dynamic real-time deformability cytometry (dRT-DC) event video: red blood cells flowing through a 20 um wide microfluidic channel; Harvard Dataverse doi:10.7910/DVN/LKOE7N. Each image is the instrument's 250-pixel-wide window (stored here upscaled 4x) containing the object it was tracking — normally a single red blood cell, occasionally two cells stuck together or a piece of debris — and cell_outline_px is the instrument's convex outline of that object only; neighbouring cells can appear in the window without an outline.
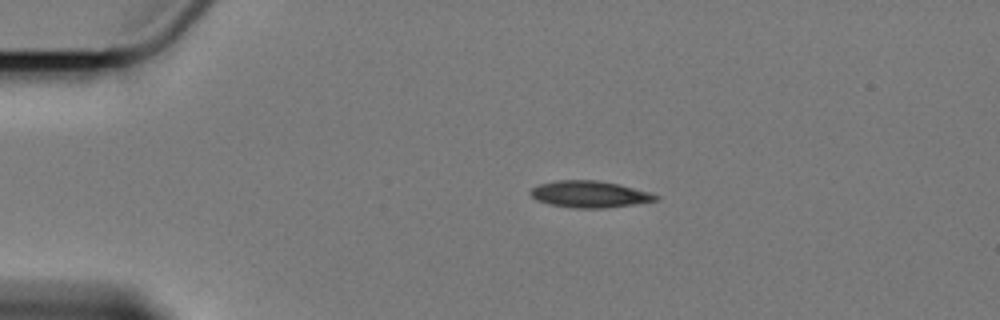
{"species": "Egyptian fruit bat (a non-hibernating species)", "species_latin": "Rousettus aegyptiacus", "temperature_condition": "cold", "stored_images_in_passage": 3, "camera_frame_rate_fps": 3000, "um_per_image_px": 0.085, "animal": {"sex": "female"}, "frame": {"image": 1, "passage_image": 1, "time_ms": 0.0, "image_size_px": [1000, 320], "cell_outline_px": [[660, 196], [656, 200], [632, 204], [600, 208], [580, 208], [552, 204], [536, 200], [528, 192], [532, 188], [540, 184], [556, 180], [596, 180], [620, 184], [648, 192]], "centroid_in_image_um": [50.09, 16.49], "position_along_channel_um": 34.9, "area_um2": 19.07}}
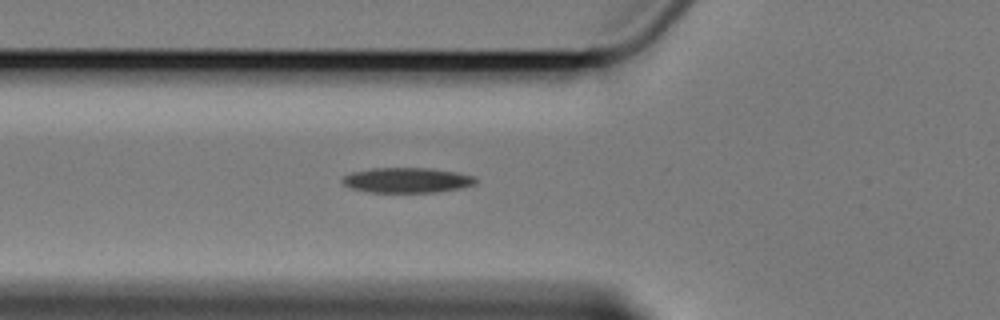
{"frame": {"image": 2, "passage_image": 3, "time_ms": 3.0, "image_size_px": [1000, 320], "cell_outline_px": [[476, 184], [460, 188], [436, 192], [368, 192], [352, 188], [344, 184], [340, 180], [344, 176], [352, 172], [372, 168], [432, 168], [456, 172], [472, 176], [476, 180]], "centroid_in_image_um": [34.58, 15.31], "position_along_channel_um": 91.2, "area_um2": 19.42}}